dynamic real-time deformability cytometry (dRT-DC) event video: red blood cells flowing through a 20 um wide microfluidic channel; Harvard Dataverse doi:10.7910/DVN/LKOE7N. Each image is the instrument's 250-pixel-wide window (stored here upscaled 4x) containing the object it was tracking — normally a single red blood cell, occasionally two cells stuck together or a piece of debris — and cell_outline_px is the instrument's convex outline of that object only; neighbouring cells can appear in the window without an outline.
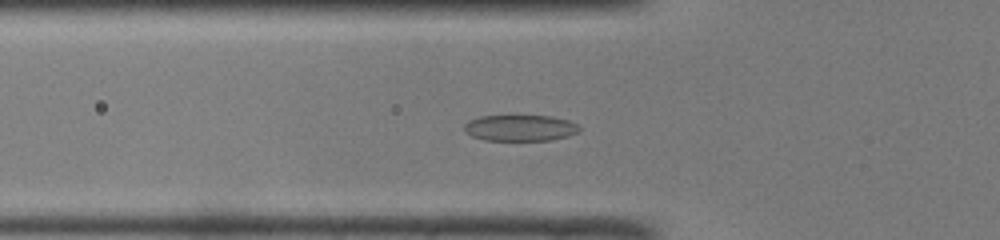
{"species": "common noctule bat (a hibernating species)", "species_latin": "Nyctalus noctula", "temperature_condition": "room temperature", "stored_images_in_passage": 48, "camera_frame_rate_fps": 3000, "um_per_image_px": 0.085, "animal": {"sex": "male", "body_mass_g": 19.0, "forearm_length_mm": 50.8}, "frame": {"image": 1, "passage_image": 15, "time_ms": 4.667, "image_size_px": [1000, 240], "cell_outline_px": [[580, 132], [568, 136], [552, 140], [484, 140], [472, 136], [464, 132], [464, 124], [468, 120], [480, 116], [552, 116], [568, 120], [576, 124], [580, 128]], "centroid_in_image_um": [44.2, 10.87], "position_along_channel_um": 81.6, "area_um2": 17.63}}
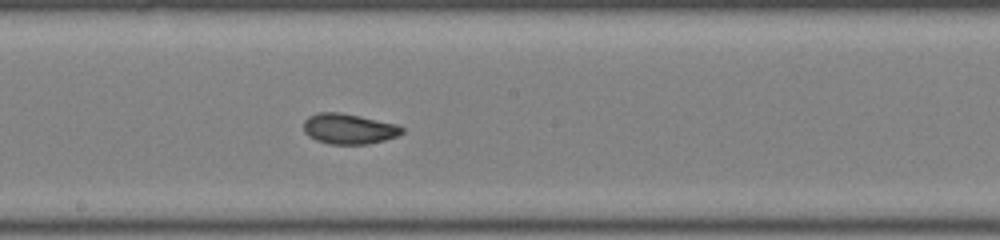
{"frame": {"image": 2, "passage_image": 25, "time_ms": 8.0, "image_size_px": [1000, 240], "cell_outline_px": [[404, 132], [396, 136], [384, 140], [368, 144], [328, 144], [316, 140], [308, 136], [304, 132], [304, 120], [308, 116], [320, 112], [340, 112], [360, 116], [396, 124], [404, 128]], "centroid_in_image_um": [29.63, 10.95], "position_along_channel_um": 218.6, "area_um2": 17.46}}
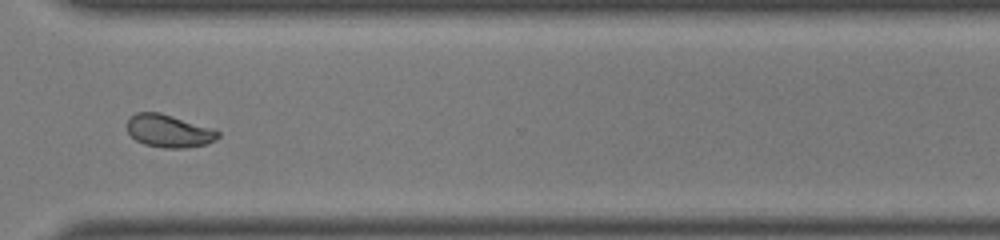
{"frame": {"image": 3, "passage_image": 35, "time_ms": 11.333, "image_size_px": [1000, 240], "cell_outline_px": [[220, 136], [208, 144], [184, 148], [164, 148], [144, 144], [136, 140], [128, 132], [128, 116], [136, 112], [160, 112], [216, 128], [220, 132]], "centroid_in_image_um": [14.39, 11.12], "position_along_channel_um": 356.2, "area_um2": 17.69}, "authors_computed_cell_mechanics": {"area_um2": 17.9758, "velocity_mm_per_s": 4.1173, "shape_relaxation_time_tau1_ms": 3.638, "shape_relaxation_time_tau2_ms": 1.4654, "deformation_change_tau1": 0.1473, "deformation_change_tau2": 0.067}}